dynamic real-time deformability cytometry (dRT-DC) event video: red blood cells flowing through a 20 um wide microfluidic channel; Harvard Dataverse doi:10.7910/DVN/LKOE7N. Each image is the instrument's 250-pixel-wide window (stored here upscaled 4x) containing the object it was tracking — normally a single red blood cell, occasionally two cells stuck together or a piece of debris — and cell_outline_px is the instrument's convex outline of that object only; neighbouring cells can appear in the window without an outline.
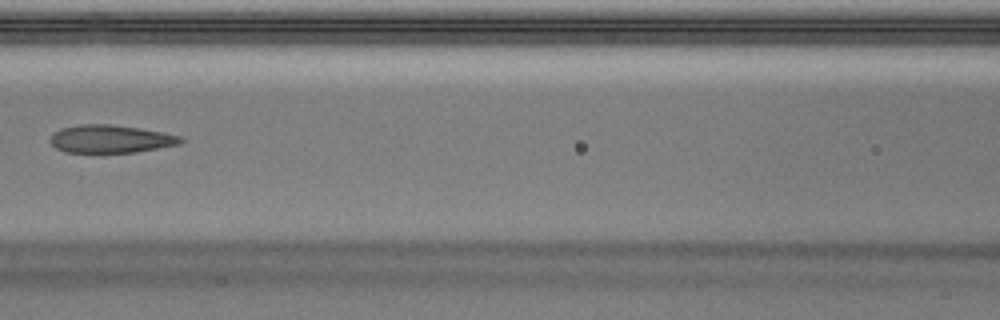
{"species": "Egyptian fruit bat (a non-hibernating species)", "species_latin": "Rousettus aegyptiacus", "temperature_condition": "warm", "stored_images_in_passage": 6, "camera_frame_rate_fps": 3000, "um_per_image_px": 0.085, "animal": {"sex": "male"}, "frame": {"image": 1, "passage_image": 6, "time_ms": 1.667, "image_size_px": [1000, 320], "cell_outline_px": [[184, 140], [180, 144], [136, 152], [64, 152], [56, 148], [48, 140], [52, 132], [60, 128], [80, 124], [108, 124], [140, 128], [164, 132], [180, 136]], "centroid_in_image_um": [9.36, 11.8], "position_along_channel_um": 157.2, "area_um2": 21.33}}